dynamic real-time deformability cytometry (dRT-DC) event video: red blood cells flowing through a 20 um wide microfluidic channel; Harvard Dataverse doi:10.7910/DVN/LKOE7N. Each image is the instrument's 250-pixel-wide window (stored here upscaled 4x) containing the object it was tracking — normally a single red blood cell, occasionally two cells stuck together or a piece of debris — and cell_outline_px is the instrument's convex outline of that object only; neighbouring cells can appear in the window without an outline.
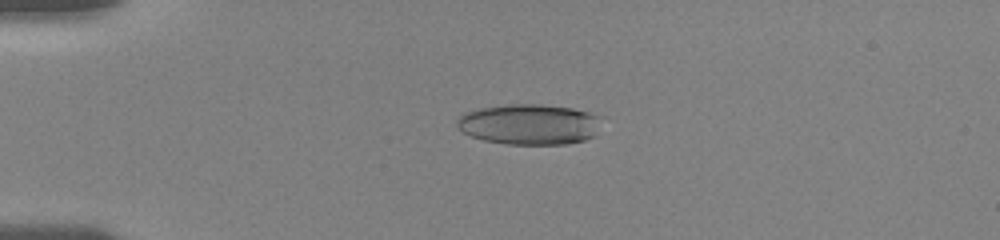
{"species": "human", "species_latin": "Homo sapiens", "temperature_condition": "room temperature", "stored_images_in_passage": 20, "camera_frame_rate_fps": 3000, "um_per_image_px": 0.085, "donor": {"sex": "female"}, "frame": {"image": 1, "passage_image": 10, "time_ms": 4.333, "image_size_px": [1000, 240], "cell_outline_px": [[604, 116], [596, 136], [584, 140], [568, 144], [504, 144], [484, 140], [472, 136], [464, 132], [456, 124], [456, 120], [464, 112], [480, 108], [508, 104], [540, 104], [572, 108]], "centroid_in_image_um": [45.06, 10.56], "position_along_channel_um": 39.9, "area_um2": 34.56}}
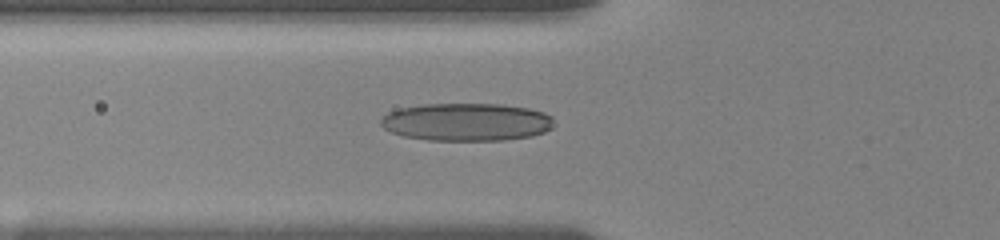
{"frame": {"image": 2, "passage_image": 16, "time_ms": 6.667, "image_size_px": [1000, 240], "cell_outline_px": [[556, 124], [552, 128], [544, 132], [532, 136], [504, 140], [428, 140], [404, 136], [392, 132], [384, 128], [380, 124], [380, 120], [388, 112], [400, 108], [420, 104], [500, 104], [528, 108], [544, 112], [552, 116]], "centroid_in_image_um": [39.69, 10.37], "position_along_channel_um": 86.1, "area_um2": 38.38}}
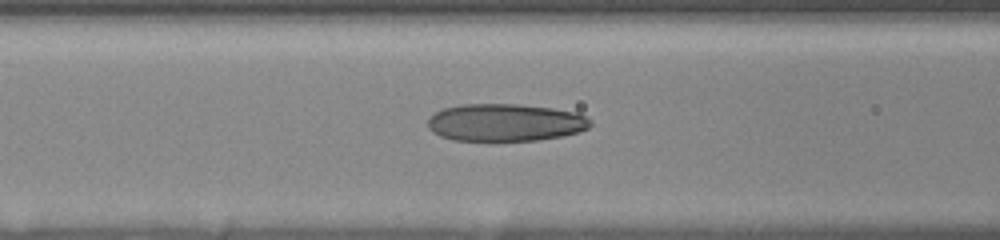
{"frame": {"image": 3, "passage_image": 19, "time_ms": 7.667, "image_size_px": [1000, 240], "cell_outline_px": [[592, 124], [588, 128], [580, 132], [564, 136], [540, 140], [452, 140], [440, 136], [432, 132], [428, 128], [428, 120], [436, 112], [444, 108], [460, 104], [516, 104], [552, 108], [576, 112], [588, 116], [592, 120]], "centroid_in_image_um": [42.99, 10.41], "position_along_channel_um": 123.6, "area_um2": 35.72}}